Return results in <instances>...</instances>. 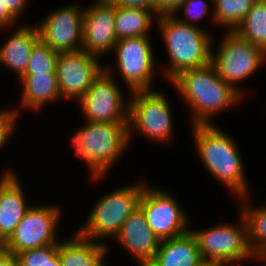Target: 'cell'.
<instances>
[{
	"label": "cell",
	"instance_id": "cell-1",
	"mask_svg": "<svg viewBox=\"0 0 266 266\" xmlns=\"http://www.w3.org/2000/svg\"><path fill=\"white\" fill-rule=\"evenodd\" d=\"M170 82L192 109L193 125L213 124L210 120L214 115L234 107L244 97L219 76L211 63L186 69Z\"/></svg>",
	"mask_w": 266,
	"mask_h": 266
},
{
	"label": "cell",
	"instance_id": "cell-2",
	"mask_svg": "<svg viewBox=\"0 0 266 266\" xmlns=\"http://www.w3.org/2000/svg\"><path fill=\"white\" fill-rule=\"evenodd\" d=\"M192 126L197 152L208 173L228 187L237 198L249 195L248 178L235 141L215 123Z\"/></svg>",
	"mask_w": 266,
	"mask_h": 266
},
{
	"label": "cell",
	"instance_id": "cell-3",
	"mask_svg": "<svg viewBox=\"0 0 266 266\" xmlns=\"http://www.w3.org/2000/svg\"><path fill=\"white\" fill-rule=\"evenodd\" d=\"M157 19L155 23L169 57V64L163 70L169 82L186 69L200 68L211 63L214 42L210 32L203 27L183 23L174 15H161Z\"/></svg>",
	"mask_w": 266,
	"mask_h": 266
},
{
	"label": "cell",
	"instance_id": "cell-4",
	"mask_svg": "<svg viewBox=\"0 0 266 266\" xmlns=\"http://www.w3.org/2000/svg\"><path fill=\"white\" fill-rule=\"evenodd\" d=\"M146 183L116 188L101 196L90 211L84 226L76 231L81 237L89 240L112 239L117 236L128 216L139 206V200Z\"/></svg>",
	"mask_w": 266,
	"mask_h": 266
},
{
	"label": "cell",
	"instance_id": "cell-5",
	"mask_svg": "<svg viewBox=\"0 0 266 266\" xmlns=\"http://www.w3.org/2000/svg\"><path fill=\"white\" fill-rule=\"evenodd\" d=\"M128 131L131 142L137 132L152 142L169 143L172 139L173 118L171 105L160 90H137L130 92ZM133 131V132H132Z\"/></svg>",
	"mask_w": 266,
	"mask_h": 266
},
{
	"label": "cell",
	"instance_id": "cell-6",
	"mask_svg": "<svg viewBox=\"0 0 266 266\" xmlns=\"http://www.w3.org/2000/svg\"><path fill=\"white\" fill-rule=\"evenodd\" d=\"M240 217L238 226L223 223L200 231L190 230L206 264L235 266L237 262L256 258L249 245L247 223L242 214Z\"/></svg>",
	"mask_w": 266,
	"mask_h": 266
},
{
	"label": "cell",
	"instance_id": "cell-7",
	"mask_svg": "<svg viewBox=\"0 0 266 266\" xmlns=\"http://www.w3.org/2000/svg\"><path fill=\"white\" fill-rule=\"evenodd\" d=\"M225 33L217 51H211V64L226 83L243 95L237 83L250 78L266 63V53L234 31Z\"/></svg>",
	"mask_w": 266,
	"mask_h": 266
},
{
	"label": "cell",
	"instance_id": "cell-8",
	"mask_svg": "<svg viewBox=\"0 0 266 266\" xmlns=\"http://www.w3.org/2000/svg\"><path fill=\"white\" fill-rule=\"evenodd\" d=\"M150 36L119 39L113 51L116 57V71L130 92L150 90L156 70V58Z\"/></svg>",
	"mask_w": 266,
	"mask_h": 266
},
{
	"label": "cell",
	"instance_id": "cell-9",
	"mask_svg": "<svg viewBox=\"0 0 266 266\" xmlns=\"http://www.w3.org/2000/svg\"><path fill=\"white\" fill-rule=\"evenodd\" d=\"M180 205L173 194L145 184L138 207L143 211L153 233L161 241L190 231L189 215Z\"/></svg>",
	"mask_w": 266,
	"mask_h": 266
},
{
	"label": "cell",
	"instance_id": "cell-10",
	"mask_svg": "<svg viewBox=\"0 0 266 266\" xmlns=\"http://www.w3.org/2000/svg\"><path fill=\"white\" fill-rule=\"evenodd\" d=\"M111 69L104 64V70L78 101L85 121L128 122L129 101L125 103Z\"/></svg>",
	"mask_w": 266,
	"mask_h": 266
},
{
	"label": "cell",
	"instance_id": "cell-11",
	"mask_svg": "<svg viewBox=\"0 0 266 266\" xmlns=\"http://www.w3.org/2000/svg\"><path fill=\"white\" fill-rule=\"evenodd\" d=\"M58 208L41 204L30 206L21 222L1 247L16 255L27 249L45 247L60 242L56 233V227H58L61 217Z\"/></svg>",
	"mask_w": 266,
	"mask_h": 266
},
{
	"label": "cell",
	"instance_id": "cell-12",
	"mask_svg": "<svg viewBox=\"0 0 266 266\" xmlns=\"http://www.w3.org/2000/svg\"><path fill=\"white\" fill-rule=\"evenodd\" d=\"M77 133L90 157L107 173L129 142L128 122L86 121Z\"/></svg>",
	"mask_w": 266,
	"mask_h": 266
},
{
	"label": "cell",
	"instance_id": "cell-13",
	"mask_svg": "<svg viewBox=\"0 0 266 266\" xmlns=\"http://www.w3.org/2000/svg\"><path fill=\"white\" fill-rule=\"evenodd\" d=\"M99 57L85 50L60 52L56 60V77L63 97L78 102L104 70Z\"/></svg>",
	"mask_w": 266,
	"mask_h": 266
},
{
	"label": "cell",
	"instance_id": "cell-14",
	"mask_svg": "<svg viewBox=\"0 0 266 266\" xmlns=\"http://www.w3.org/2000/svg\"><path fill=\"white\" fill-rule=\"evenodd\" d=\"M78 4L61 7L36 24L40 39L56 52L82 50L84 9Z\"/></svg>",
	"mask_w": 266,
	"mask_h": 266
},
{
	"label": "cell",
	"instance_id": "cell-15",
	"mask_svg": "<svg viewBox=\"0 0 266 266\" xmlns=\"http://www.w3.org/2000/svg\"><path fill=\"white\" fill-rule=\"evenodd\" d=\"M117 41L115 6L109 0H97L84 8L82 49L100 57L112 52Z\"/></svg>",
	"mask_w": 266,
	"mask_h": 266
},
{
	"label": "cell",
	"instance_id": "cell-16",
	"mask_svg": "<svg viewBox=\"0 0 266 266\" xmlns=\"http://www.w3.org/2000/svg\"><path fill=\"white\" fill-rule=\"evenodd\" d=\"M115 238L137 260L138 266H147L160 244L139 207L128 216Z\"/></svg>",
	"mask_w": 266,
	"mask_h": 266
},
{
	"label": "cell",
	"instance_id": "cell-17",
	"mask_svg": "<svg viewBox=\"0 0 266 266\" xmlns=\"http://www.w3.org/2000/svg\"><path fill=\"white\" fill-rule=\"evenodd\" d=\"M0 177V245H2L30 207L20 183L21 179H18L16 173L7 169Z\"/></svg>",
	"mask_w": 266,
	"mask_h": 266
},
{
	"label": "cell",
	"instance_id": "cell-18",
	"mask_svg": "<svg viewBox=\"0 0 266 266\" xmlns=\"http://www.w3.org/2000/svg\"><path fill=\"white\" fill-rule=\"evenodd\" d=\"M197 240L191 231L161 240L158 251L147 266H204Z\"/></svg>",
	"mask_w": 266,
	"mask_h": 266
},
{
	"label": "cell",
	"instance_id": "cell-19",
	"mask_svg": "<svg viewBox=\"0 0 266 266\" xmlns=\"http://www.w3.org/2000/svg\"><path fill=\"white\" fill-rule=\"evenodd\" d=\"M40 40L37 25L30 27L23 24L12 33L11 37L0 47V63L14 70L19 78L24 74L31 51Z\"/></svg>",
	"mask_w": 266,
	"mask_h": 266
},
{
	"label": "cell",
	"instance_id": "cell-20",
	"mask_svg": "<svg viewBox=\"0 0 266 266\" xmlns=\"http://www.w3.org/2000/svg\"><path fill=\"white\" fill-rule=\"evenodd\" d=\"M106 244L86 239L76 232L67 241L59 243L62 266H105Z\"/></svg>",
	"mask_w": 266,
	"mask_h": 266
},
{
	"label": "cell",
	"instance_id": "cell-21",
	"mask_svg": "<svg viewBox=\"0 0 266 266\" xmlns=\"http://www.w3.org/2000/svg\"><path fill=\"white\" fill-rule=\"evenodd\" d=\"M19 79L23 84L19 106L23 109L40 111L45 103L62 98L56 74H23Z\"/></svg>",
	"mask_w": 266,
	"mask_h": 266
},
{
	"label": "cell",
	"instance_id": "cell-22",
	"mask_svg": "<svg viewBox=\"0 0 266 266\" xmlns=\"http://www.w3.org/2000/svg\"><path fill=\"white\" fill-rule=\"evenodd\" d=\"M155 13L146 9L115 7V33L122 38L149 36L156 18ZM154 16V17H153Z\"/></svg>",
	"mask_w": 266,
	"mask_h": 266
},
{
	"label": "cell",
	"instance_id": "cell-23",
	"mask_svg": "<svg viewBox=\"0 0 266 266\" xmlns=\"http://www.w3.org/2000/svg\"><path fill=\"white\" fill-rule=\"evenodd\" d=\"M249 198L248 195L239 197L242 204L240 214L247 223L250 248L257 256L266 252V206H251Z\"/></svg>",
	"mask_w": 266,
	"mask_h": 266
},
{
	"label": "cell",
	"instance_id": "cell-24",
	"mask_svg": "<svg viewBox=\"0 0 266 266\" xmlns=\"http://www.w3.org/2000/svg\"><path fill=\"white\" fill-rule=\"evenodd\" d=\"M234 32L266 53V0H256Z\"/></svg>",
	"mask_w": 266,
	"mask_h": 266
},
{
	"label": "cell",
	"instance_id": "cell-25",
	"mask_svg": "<svg viewBox=\"0 0 266 266\" xmlns=\"http://www.w3.org/2000/svg\"><path fill=\"white\" fill-rule=\"evenodd\" d=\"M213 12L211 20L218 26L234 31L252 9L256 0H211Z\"/></svg>",
	"mask_w": 266,
	"mask_h": 266
},
{
	"label": "cell",
	"instance_id": "cell-26",
	"mask_svg": "<svg viewBox=\"0 0 266 266\" xmlns=\"http://www.w3.org/2000/svg\"><path fill=\"white\" fill-rule=\"evenodd\" d=\"M59 52L51 49L41 39L34 45L24 74H56Z\"/></svg>",
	"mask_w": 266,
	"mask_h": 266
},
{
	"label": "cell",
	"instance_id": "cell-27",
	"mask_svg": "<svg viewBox=\"0 0 266 266\" xmlns=\"http://www.w3.org/2000/svg\"><path fill=\"white\" fill-rule=\"evenodd\" d=\"M59 243L56 242L45 247L27 249L17 253L15 256L18 266H47L48 260L58 253Z\"/></svg>",
	"mask_w": 266,
	"mask_h": 266
},
{
	"label": "cell",
	"instance_id": "cell-28",
	"mask_svg": "<svg viewBox=\"0 0 266 266\" xmlns=\"http://www.w3.org/2000/svg\"><path fill=\"white\" fill-rule=\"evenodd\" d=\"M209 9L205 0H185L173 15L183 23L191 26H198L196 25V21L208 15L207 13H211L208 12ZM179 11H182L183 14L185 13L184 15L187 17L186 20L176 15ZM192 21H194L195 24Z\"/></svg>",
	"mask_w": 266,
	"mask_h": 266
},
{
	"label": "cell",
	"instance_id": "cell-29",
	"mask_svg": "<svg viewBox=\"0 0 266 266\" xmlns=\"http://www.w3.org/2000/svg\"><path fill=\"white\" fill-rule=\"evenodd\" d=\"M71 145L75 150L76 157L81 158L86 163L91 176L94 177L93 179H102V176L103 178L106 176V172L90 157L88 151L84 148L83 140L77 132L71 137Z\"/></svg>",
	"mask_w": 266,
	"mask_h": 266
},
{
	"label": "cell",
	"instance_id": "cell-30",
	"mask_svg": "<svg viewBox=\"0 0 266 266\" xmlns=\"http://www.w3.org/2000/svg\"><path fill=\"white\" fill-rule=\"evenodd\" d=\"M2 109V110H1ZM0 109V149H2L4 144L8 141L12 134H15L14 130L17 127V119L19 118L21 112L19 109L7 108ZM16 126V127H15ZM2 147V148H1Z\"/></svg>",
	"mask_w": 266,
	"mask_h": 266
},
{
	"label": "cell",
	"instance_id": "cell-31",
	"mask_svg": "<svg viewBox=\"0 0 266 266\" xmlns=\"http://www.w3.org/2000/svg\"><path fill=\"white\" fill-rule=\"evenodd\" d=\"M115 7L146 9L156 14V0H109Z\"/></svg>",
	"mask_w": 266,
	"mask_h": 266
},
{
	"label": "cell",
	"instance_id": "cell-32",
	"mask_svg": "<svg viewBox=\"0 0 266 266\" xmlns=\"http://www.w3.org/2000/svg\"><path fill=\"white\" fill-rule=\"evenodd\" d=\"M185 0H156V16L173 15Z\"/></svg>",
	"mask_w": 266,
	"mask_h": 266
},
{
	"label": "cell",
	"instance_id": "cell-33",
	"mask_svg": "<svg viewBox=\"0 0 266 266\" xmlns=\"http://www.w3.org/2000/svg\"><path fill=\"white\" fill-rule=\"evenodd\" d=\"M17 20L18 19L7 9V7L3 5L2 0H0V28H13L14 23L19 22Z\"/></svg>",
	"mask_w": 266,
	"mask_h": 266
},
{
	"label": "cell",
	"instance_id": "cell-34",
	"mask_svg": "<svg viewBox=\"0 0 266 266\" xmlns=\"http://www.w3.org/2000/svg\"><path fill=\"white\" fill-rule=\"evenodd\" d=\"M3 5L17 18L19 19L20 15L27 7L29 0H2Z\"/></svg>",
	"mask_w": 266,
	"mask_h": 266
},
{
	"label": "cell",
	"instance_id": "cell-35",
	"mask_svg": "<svg viewBox=\"0 0 266 266\" xmlns=\"http://www.w3.org/2000/svg\"><path fill=\"white\" fill-rule=\"evenodd\" d=\"M0 266H18L16 256L0 247Z\"/></svg>",
	"mask_w": 266,
	"mask_h": 266
},
{
	"label": "cell",
	"instance_id": "cell-36",
	"mask_svg": "<svg viewBox=\"0 0 266 266\" xmlns=\"http://www.w3.org/2000/svg\"><path fill=\"white\" fill-rule=\"evenodd\" d=\"M47 266H62L59 253H57L52 259L48 260Z\"/></svg>",
	"mask_w": 266,
	"mask_h": 266
},
{
	"label": "cell",
	"instance_id": "cell-37",
	"mask_svg": "<svg viewBox=\"0 0 266 266\" xmlns=\"http://www.w3.org/2000/svg\"><path fill=\"white\" fill-rule=\"evenodd\" d=\"M256 259H258V261H261V260L264 261L265 263L263 265L266 266V252L263 253V254L257 255L256 258H255V260Z\"/></svg>",
	"mask_w": 266,
	"mask_h": 266
},
{
	"label": "cell",
	"instance_id": "cell-38",
	"mask_svg": "<svg viewBox=\"0 0 266 266\" xmlns=\"http://www.w3.org/2000/svg\"><path fill=\"white\" fill-rule=\"evenodd\" d=\"M204 266H221L220 264H205Z\"/></svg>",
	"mask_w": 266,
	"mask_h": 266
}]
</instances>
